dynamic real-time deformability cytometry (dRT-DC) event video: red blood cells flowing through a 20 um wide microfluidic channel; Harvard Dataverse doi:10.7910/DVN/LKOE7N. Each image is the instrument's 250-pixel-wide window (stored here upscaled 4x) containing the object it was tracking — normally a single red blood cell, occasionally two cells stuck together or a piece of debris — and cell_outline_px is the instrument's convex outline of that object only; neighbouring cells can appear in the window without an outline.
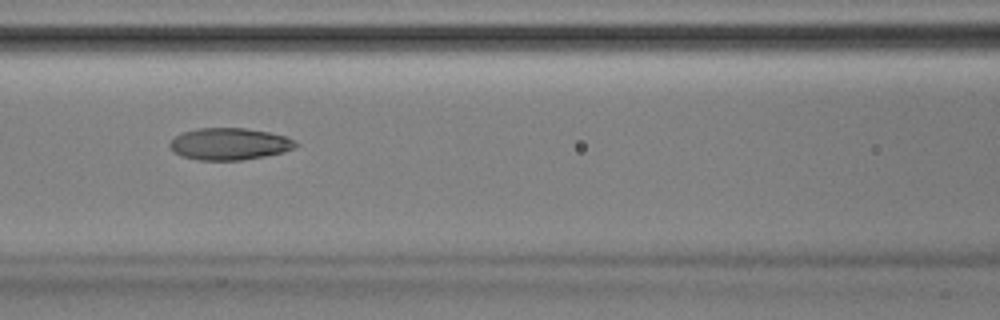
{"species": "Egyptian fruit bat (a non-hibernating species)", "species_latin": "Rousettus aegyptiacus", "temperature_condition": "room temperature", "stored_images_in_passage": 51, "camera_frame_rate_fps": 3000, "um_per_image_px": 0.085, "animal": {"sex": "male"}, "frame": {"image": 1, "passage_image": 22, "time_ms": 7.0, "image_size_px": [1000, 320], "cell_outline_px": [[300, 144], [296, 148], [284, 152], [264, 156], [240, 160], [196, 160], [180, 156], [172, 152], [168, 144], [176, 136], [184, 132], [196, 128], [244, 128], [268, 132], [288, 136]], "centroid_in_image_um": [19.51, 12.24], "position_along_channel_um": 147.1, "area_um2": 23.64}}
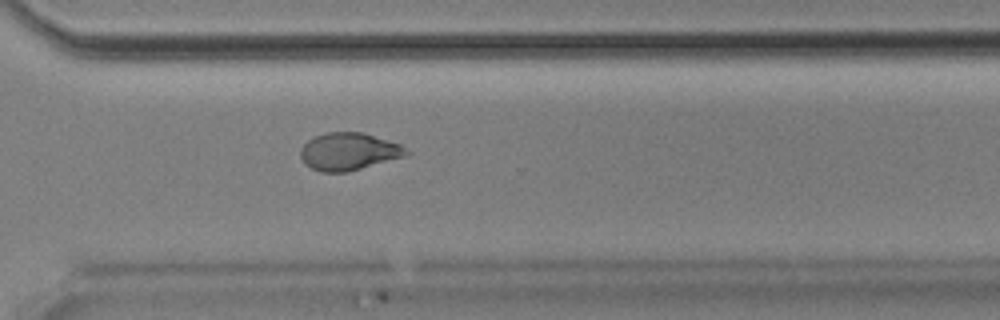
{"frame": {"image": 2, "passage_image": 37, "time_ms": 12.0, "image_size_px": [1000, 320], "cell_outline_px": [[412, 152], [408, 156], [348, 172], [320, 172], [304, 164], [300, 156], [300, 148], [308, 140], [316, 136], [328, 132], [364, 132], [400, 144]], "centroid_in_image_um": [29.68, 12.89], "position_along_channel_um": 340.9, "area_um2": 23.41}, "authors_computed_cell_mechanics": {"area_um2": 23.8714, "velocity_mm_per_s": 3.8893, "shape_relaxation_time_tau1_ms": 10.0056, "shape_relaxation_time_tau2_ms": 1.7957, "deformation_change_tau1": 0.2354, "deformation_change_tau2": 0.072}}